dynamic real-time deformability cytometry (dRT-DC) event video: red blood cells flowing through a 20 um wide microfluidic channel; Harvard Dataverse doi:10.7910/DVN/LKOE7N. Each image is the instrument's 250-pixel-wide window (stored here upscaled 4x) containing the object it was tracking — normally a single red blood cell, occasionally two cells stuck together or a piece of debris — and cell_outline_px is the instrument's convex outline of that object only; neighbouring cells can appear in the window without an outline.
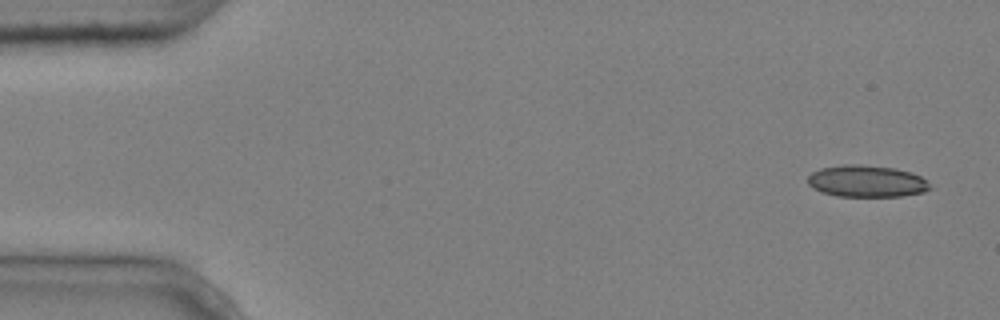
{"species": "common noctule bat (a hibernating species)", "species_latin": "Nyctalus noctula", "temperature_condition": "cold", "stored_images_in_passage": 5, "segment_of_instrument_passage": [2, 2], "camera_frame_rate_fps": 3000, "um_per_image_px": 0.085, "animal": {"sex": "male", "body_mass_g": 20.4}, "frame": {"image": 1, "passage_image": 5, "time_ms": 1.333, "image_size_px": [1000, 320], "cell_outline_px": [[932, 188], [924, 192], [900, 196], [836, 196], [820, 192], [812, 188], [808, 184], [808, 176], [812, 172], [820, 168], [844, 164], [860, 164], [896, 168], [912, 172], [920, 176]], "centroid_in_image_um": [73.63, 15.39], "position_along_channel_um": 11.4, "area_um2": 22.77}}